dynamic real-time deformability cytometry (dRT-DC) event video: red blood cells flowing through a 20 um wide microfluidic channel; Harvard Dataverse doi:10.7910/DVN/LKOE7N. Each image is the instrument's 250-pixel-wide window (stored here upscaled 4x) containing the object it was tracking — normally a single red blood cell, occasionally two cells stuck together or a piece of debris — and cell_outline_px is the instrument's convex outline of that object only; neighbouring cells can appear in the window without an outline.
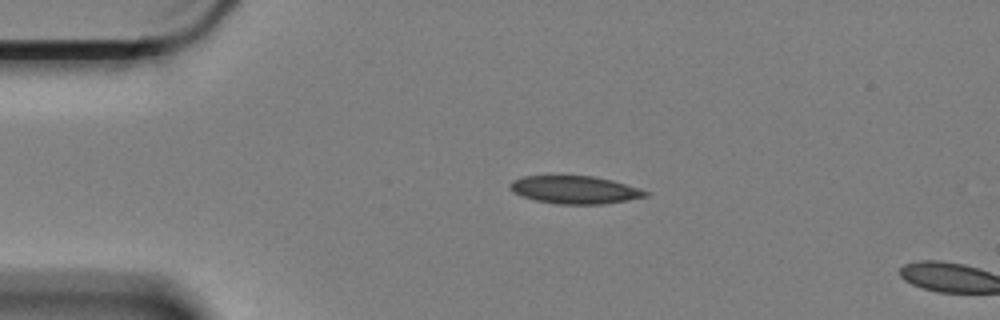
{"species": "Egyptian fruit bat (a non-hibernating species)", "species_latin": "Rousettus aegyptiacus", "temperature_condition": "cold", "stored_images_in_passage": 4, "camera_frame_rate_fps": 3000, "um_per_image_px": 0.085, "animal": {"sex": "female"}, "frame": {"image": 1, "passage_image": 1, "time_ms": 0.0, "image_size_px": [1000, 320], "cell_outline_px": [[652, 192], [648, 196], [628, 200], [604, 204], [556, 204], [536, 200], [520, 196], [512, 192], [508, 188], [508, 184], [512, 180], [524, 176], [592, 176], [612, 180], [640, 188]], "centroid_in_image_um": [48.86, 16.14], "position_along_channel_um": 36.1, "area_um2": 22.2}}